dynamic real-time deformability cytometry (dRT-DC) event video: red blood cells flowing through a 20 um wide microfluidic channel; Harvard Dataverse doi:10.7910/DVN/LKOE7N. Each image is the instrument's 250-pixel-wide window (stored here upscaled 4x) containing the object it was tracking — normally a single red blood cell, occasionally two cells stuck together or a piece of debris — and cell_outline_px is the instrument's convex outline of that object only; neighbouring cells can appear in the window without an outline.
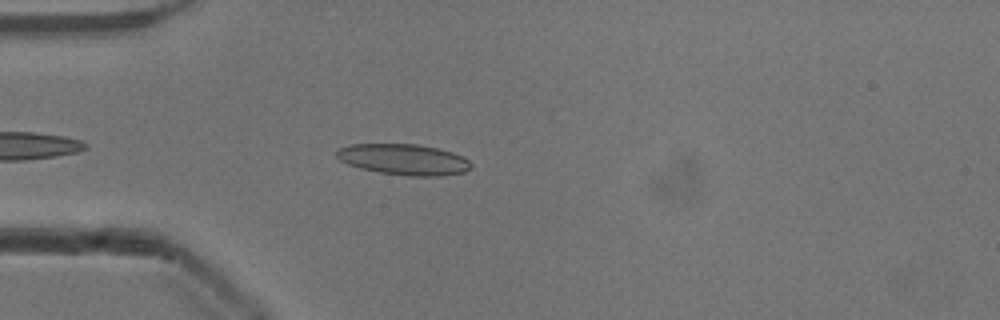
{"species": "common noctule bat (a hibernating species)", "species_latin": "Nyctalus noctula", "temperature_condition": "cold", "stored_images_in_passage": 28, "camera_frame_rate_fps": 3000, "um_per_image_px": 0.085, "animal": {"sex": "male", "body_mass_g": 13.3}, "frame": {"image": 1, "passage_image": 5, "time_ms": 1.333, "image_size_px": [1000, 320], "cell_outline_px": [[472, 168], [464, 172], [440, 176], [408, 176], [380, 172], [360, 168], [348, 164], [340, 160], [336, 156], [336, 152], [340, 148], [352, 144], [416, 144], [436, 148], [452, 152], [464, 156], [472, 164]], "centroid_in_image_um": [34.35, 13.56], "position_along_channel_um": 50.7, "area_um2": 24.16}}
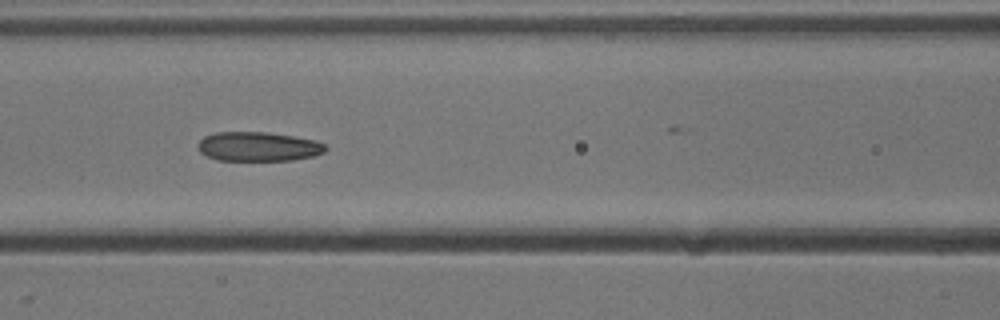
{"frame": {"image": 2, "passage_image": 13, "time_ms": 4.0, "image_size_px": [1000, 320], "cell_outline_px": [[328, 148], [324, 152], [312, 156], [292, 160], [216, 160], [200, 152], [196, 148], [200, 140], [204, 136], [216, 132], [268, 132], [316, 140], [324, 144]], "centroid_in_image_um": [21.93, 12.45], "position_along_channel_um": 144.7, "area_um2": 21.79}}
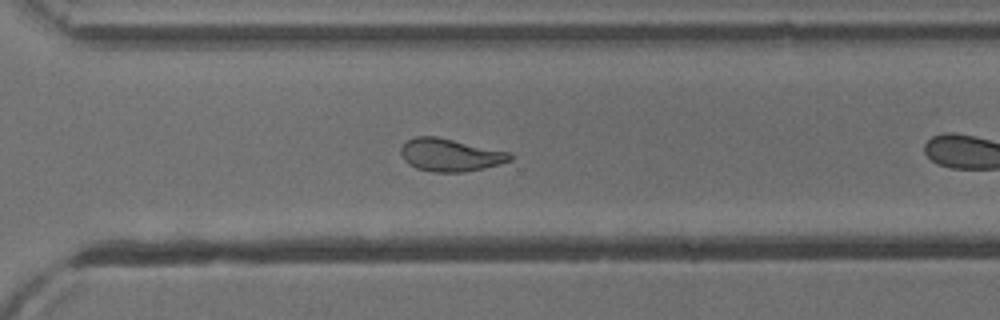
{"frame": {"image": 3, "passage_image": 24, "time_ms": 7.667, "image_size_px": [1000, 320], "cell_outline_px": [[512, 160], [500, 164], [484, 168], [464, 172], [432, 172], [416, 168], [408, 164], [404, 160], [400, 152], [400, 148], [408, 140], [416, 136], [436, 136], [512, 152]], "centroid_in_image_um": [38.28, 13.17], "position_along_channel_um": 332.3, "area_um2": 20.98}}